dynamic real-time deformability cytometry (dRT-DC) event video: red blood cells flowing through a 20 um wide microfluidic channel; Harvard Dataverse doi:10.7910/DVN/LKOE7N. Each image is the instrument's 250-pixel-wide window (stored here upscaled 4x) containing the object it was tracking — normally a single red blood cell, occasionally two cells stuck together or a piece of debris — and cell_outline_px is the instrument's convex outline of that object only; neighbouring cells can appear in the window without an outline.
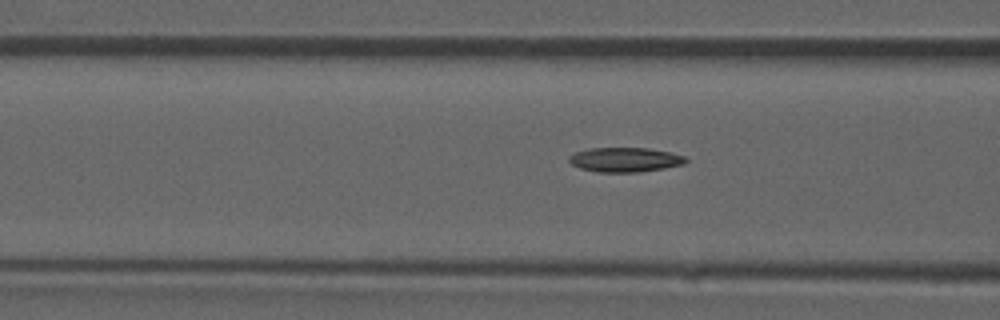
{"species": "common noctule bat (a hibernating species)", "species_latin": "Nyctalus noctula", "temperature_condition": "room temperature", "stored_images_in_passage": 47, "camera_frame_rate_fps": 3000, "um_per_image_px": 0.085, "animal": {"sex": "male", "forearm_length_mm": 52.5}, "frame": {"image": 1, "passage_image": 21, "time_ms": 6.667, "image_size_px": [1000, 320], "cell_outline_px": [[688, 160], [684, 164], [664, 168], [640, 172], [596, 172], [580, 168], [572, 164], [568, 160], [568, 156], [576, 152], [588, 148], [648, 148], [668, 152], [684, 156]], "centroid_in_image_um": [53.1, 13.58], "position_along_channel_um": 113.5, "area_um2": 16.65}}